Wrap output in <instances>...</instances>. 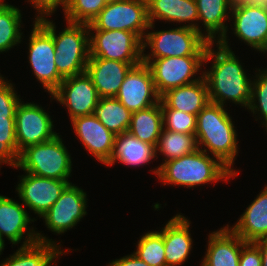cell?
I'll return each mask as SVG.
<instances>
[{"mask_svg": "<svg viewBox=\"0 0 267 266\" xmlns=\"http://www.w3.org/2000/svg\"><path fill=\"white\" fill-rule=\"evenodd\" d=\"M213 44H216L217 51ZM210 60H213L211 68L203 71L209 101L222 106L231 101L248 109L252 101L253 81L247 77L242 63L231 47L225 48L218 42H210L203 63L207 64Z\"/></svg>", "mask_w": 267, "mask_h": 266, "instance_id": "obj_1", "label": "cell"}, {"mask_svg": "<svg viewBox=\"0 0 267 266\" xmlns=\"http://www.w3.org/2000/svg\"><path fill=\"white\" fill-rule=\"evenodd\" d=\"M236 132L232 117L225 106L209 102L196 115L195 136L198 148L208 154L210 152L238 175V171L232 168L239 151Z\"/></svg>", "mask_w": 267, "mask_h": 266, "instance_id": "obj_2", "label": "cell"}, {"mask_svg": "<svg viewBox=\"0 0 267 266\" xmlns=\"http://www.w3.org/2000/svg\"><path fill=\"white\" fill-rule=\"evenodd\" d=\"M156 168L152 173L157 175L161 183L186 188L216 183L219 180L227 181L236 176L219 159L210 157L200 149L168 160Z\"/></svg>", "mask_w": 267, "mask_h": 266, "instance_id": "obj_3", "label": "cell"}, {"mask_svg": "<svg viewBox=\"0 0 267 266\" xmlns=\"http://www.w3.org/2000/svg\"><path fill=\"white\" fill-rule=\"evenodd\" d=\"M48 16L35 19L53 36L59 75L64 79L84 73L90 56L88 24L67 21V27L56 34L55 23Z\"/></svg>", "mask_w": 267, "mask_h": 266, "instance_id": "obj_4", "label": "cell"}, {"mask_svg": "<svg viewBox=\"0 0 267 266\" xmlns=\"http://www.w3.org/2000/svg\"><path fill=\"white\" fill-rule=\"evenodd\" d=\"M209 43L202 33L185 24L169 30L147 31L142 43V59L205 56ZM146 47L150 48L149 54H144Z\"/></svg>", "mask_w": 267, "mask_h": 266, "instance_id": "obj_5", "label": "cell"}, {"mask_svg": "<svg viewBox=\"0 0 267 266\" xmlns=\"http://www.w3.org/2000/svg\"><path fill=\"white\" fill-rule=\"evenodd\" d=\"M60 137L58 134L47 142L23 149L16 169L39 177L68 180L72 172L71 155Z\"/></svg>", "mask_w": 267, "mask_h": 266, "instance_id": "obj_6", "label": "cell"}, {"mask_svg": "<svg viewBox=\"0 0 267 266\" xmlns=\"http://www.w3.org/2000/svg\"><path fill=\"white\" fill-rule=\"evenodd\" d=\"M150 25L146 0H119L107 3L88 24L89 30H125L142 40Z\"/></svg>", "mask_w": 267, "mask_h": 266, "instance_id": "obj_7", "label": "cell"}, {"mask_svg": "<svg viewBox=\"0 0 267 266\" xmlns=\"http://www.w3.org/2000/svg\"><path fill=\"white\" fill-rule=\"evenodd\" d=\"M203 61L204 56L142 59V63L150 68L156 91L160 97L171 89L200 80L203 71L197 78L195 74L202 69Z\"/></svg>", "mask_w": 267, "mask_h": 266, "instance_id": "obj_8", "label": "cell"}, {"mask_svg": "<svg viewBox=\"0 0 267 266\" xmlns=\"http://www.w3.org/2000/svg\"><path fill=\"white\" fill-rule=\"evenodd\" d=\"M89 33V57L142 63L143 40L136 33L125 30H89Z\"/></svg>", "mask_w": 267, "mask_h": 266, "instance_id": "obj_9", "label": "cell"}, {"mask_svg": "<svg viewBox=\"0 0 267 266\" xmlns=\"http://www.w3.org/2000/svg\"><path fill=\"white\" fill-rule=\"evenodd\" d=\"M33 23L28 39V62L36 79L51 95L63 81L55 64L53 36L36 19Z\"/></svg>", "mask_w": 267, "mask_h": 266, "instance_id": "obj_10", "label": "cell"}, {"mask_svg": "<svg viewBox=\"0 0 267 266\" xmlns=\"http://www.w3.org/2000/svg\"><path fill=\"white\" fill-rule=\"evenodd\" d=\"M36 103L21 101L15 114V133L18 153L28 146L47 142L58 133L49 113Z\"/></svg>", "mask_w": 267, "mask_h": 266, "instance_id": "obj_11", "label": "cell"}, {"mask_svg": "<svg viewBox=\"0 0 267 266\" xmlns=\"http://www.w3.org/2000/svg\"><path fill=\"white\" fill-rule=\"evenodd\" d=\"M51 98L67 108L70 120L92 115L100 99L97 89L86 72L64 78L51 94Z\"/></svg>", "mask_w": 267, "mask_h": 266, "instance_id": "obj_12", "label": "cell"}, {"mask_svg": "<svg viewBox=\"0 0 267 266\" xmlns=\"http://www.w3.org/2000/svg\"><path fill=\"white\" fill-rule=\"evenodd\" d=\"M75 185L69 183L58 200L42 215L47 228L56 234L70 230L87 214V194Z\"/></svg>", "mask_w": 267, "mask_h": 266, "instance_id": "obj_13", "label": "cell"}, {"mask_svg": "<svg viewBox=\"0 0 267 266\" xmlns=\"http://www.w3.org/2000/svg\"><path fill=\"white\" fill-rule=\"evenodd\" d=\"M24 204L15 202L12 198L0 195V236L4 240V236L14 245L24 239L21 247L34 244L36 242H50L56 244L52 239H48L43 234L37 232L32 227L29 228L31 222L36 221L30 217ZM27 232V234H25ZM24 235L25 238H24Z\"/></svg>", "mask_w": 267, "mask_h": 266, "instance_id": "obj_14", "label": "cell"}, {"mask_svg": "<svg viewBox=\"0 0 267 266\" xmlns=\"http://www.w3.org/2000/svg\"><path fill=\"white\" fill-rule=\"evenodd\" d=\"M25 173V175L19 176L20 183L16 186L17 194L22 204L41 218L71 182L70 180H56Z\"/></svg>", "mask_w": 267, "mask_h": 266, "instance_id": "obj_15", "label": "cell"}, {"mask_svg": "<svg viewBox=\"0 0 267 266\" xmlns=\"http://www.w3.org/2000/svg\"><path fill=\"white\" fill-rule=\"evenodd\" d=\"M129 111L144 110L160 102L150 68L141 63L126 75L115 96Z\"/></svg>", "mask_w": 267, "mask_h": 266, "instance_id": "obj_16", "label": "cell"}, {"mask_svg": "<svg viewBox=\"0 0 267 266\" xmlns=\"http://www.w3.org/2000/svg\"><path fill=\"white\" fill-rule=\"evenodd\" d=\"M233 33L257 52H267V9L232 4Z\"/></svg>", "mask_w": 267, "mask_h": 266, "instance_id": "obj_17", "label": "cell"}, {"mask_svg": "<svg viewBox=\"0 0 267 266\" xmlns=\"http://www.w3.org/2000/svg\"><path fill=\"white\" fill-rule=\"evenodd\" d=\"M73 130L85 149L105 164L111 157L116 135L93 114L71 120Z\"/></svg>", "mask_w": 267, "mask_h": 266, "instance_id": "obj_18", "label": "cell"}, {"mask_svg": "<svg viewBox=\"0 0 267 266\" xmlns=\"http://www.w3.org/2000/svg\"><path fill=\"white\" fill-rule=\"evenodd\" d=\"M139 64L89 57L85 72L100 98L115 97L128 72Z\"/></svg>", "mask_w": 267, "mask_h": 266, "instance_id": "obj_19", "label": "cell"}, {"mask_svg": "<svg viewBox=\"0 0 267 266\" xmlns=\"http://www.w3.org/2000/svg\"><path fill=\"white\" fill-rule=\"evenodd\" d=\"M230 225L209 233L208 247L201 266H239L242 246L246 243Z\"/></svg>", "mask_w": 267, "mask_h": 266, "instance_id": "obj_20", "label": "cell"}, {"mask_svg": "<svg viewBox=\"0 0 267 266\" xmlns=\"http://www.w3.org/2000/svg\"><path fill=\"white\" fill-rule=\"evenodd\" d=\"M178 213L159 232L163 235L166 266L182 265L193 248L190 221Z\"/></svg>", "mask_w": 267, "mask_h": 266, "instance_id": "obj_21", "label": "cell"}, {"mask_svg": "<svg viewBox=\"0 0 267 266\" xmlns=\"http://www.w3.org/2000/svg\"><path fill=\"white\" fill-rule=\"evenodd\" d=\"M233 1L234 0H196L198 20H202V25L205 28L203 35L209 42H218L225 48L229 47L227 41L229 26L226 21L231 19L229 16L231 14Z\"/></svg>", "mask_w": 267, "mask_h": 266, "instance_id": "obj_22", "label": "cell"}, {"mask_svg": "<svg viewBox=\"0 0 267 266\" xmlns=\"http://www.w3.org/2000/svg\"><path fill=\"white\" fill-rule=\"evenodd\" d=\"M150 30L155 28V21L188 23L185 26L202 33V27L195 21L198 20L196 0H146ZM195 22V23H194Z\"/></svg>", "mask_w": 267, "mask_h": 266, "instance_id": "obj_23", "label": "cell"}, {"mask_svg": "<svg viewBox=\"0 0 267 266\" xmlns=\"http://www.w3.org/2000/svg\"><path fill=\"white\" fill-rule=\"evenodd\" d=\"M229 228L245 242L267 238V185Z\"/></svg>", "mask_w": 267, "mask_h": 266, "instance_id": "obj_24", "label": "cell"}, {"mask_svg": "<svg viewBox=\"0 0 267 266\" xmlns=\"http://www.w3.org/2000/svg\"><path fill=\"white\" fill-rule=\"evenodd\" d=\"M155 146L143 142L129 132L116 135L114 147L110 159L105 163L112 166L116 161L123 165L139 167L156 159Z\"/></svg>", "mask_w": 267, "mask_h": 266, "instance_id": "obj_25", "label": "cell"}, {"mask_svg": "<svg viewBox=\"0 0 267 266\" xmlns=\"http://www.w3.org/2000/svg\"><path fill=\"white\" fill-rule=\"evenodd\" d=\"M160 99L172 109L197 115L210 101L206 80H200L171 89Z\"/></svg>", "mask_w": 267, "mask_h": 266, "instance_id": "obj_26", "label": "cell"}, {"mask_svg": "<svg viewBox=\"0 0 267 266\" xmlns=\"http://www.w3.org/2000/svg\"><path fill=\"white\" fill-rule=\"evenodd\" d=\"M61 244L50 242H36L34 244L18 248L13 255L4 259L0 266H53L56 258L65 254L60 247ZM54 261V262H53Z\"/></svg>", "mask_w": 267, "mask_h": 266, "instance_id": "obj_27", "label": "cell"}, {"mask_svg": "<svg viewBox=\"0 0 267 266\" xmlns=\"http://www.w3.org/2000/svg\"><path fill=\"white\" fill-rule=\"evenodd\" d=\"M162 130L161 102L147 109L132 113L128 132L139 140L156 147Z\"/></svg>", "mask_w": 267, "mask_h": 266, "instance_id": "obj_28", "label": "cell"}, {"mask_svg": "<svg viewBox=\"0 0 267 266\" xmlns=\"http://www.w3.org/2000/svg\"><path fill=\"white\" fill-rule=\"evenodd\" d=\"M93 115L112 133L128 132L132 112L115 97L100 98Z\"/></svg>", "mask_w": 267, "mask_h": 266, "instance_id": "obj_29", "label": "cell"}, {"mask_svg": "<svg viewBox=\"0 0 267 266\" xmlns=\"http://www.w3.org/2000/svg\"><path fill=\"white\" fill-rule=\"evenodd\" d=\"M165 158L163 162L180 158L196 151L198 148L195 134H184L163 129L155 147Z\"/></svg>", "mask_w": 267, "mask_h": 266, "instance_id": "obj_30", "label": "cell"}, {"mask_svg": "<svg viewBox=\"0 0 267 266\" xmlns=\"http://www.w3.org/2000/svg\"><path fill=\"white\" fill-rule=\"evenodd\" d=\"M21 10L13 5L0 6V53L21 43Z\"/></svg>", "mask_w": 267, "mask_h": 266, "instance_id": "obj_31", "label": "cell"}, {"mask_svg": "<svg viewBox=\"0 0 267 266\" xmlns=\"http://www.w3.org/2000/svg\"><path fill=\"white\" fill-rule=\"evenodd\" d=\"M133 253L150 266H166L163 235L158 231H149L137 242Z\"/></svg>", "mask_w": 267, "mask_h": 266, "instance_id": "obj_32", "label": "cell"}, {"mask_svg": "<svg viewBox=\"0 0 267 266\" xmlns=\"http://www.w3.org/2000/svg\"><path fill=\"white\" fill-rule=\"evenodd\" d=\"M106 4L105 0H67L63 12L66 21L90 24Z\"/></svg>", "mask_w": 267, "mask_h": 266, "instance_id": "obj_33", "label": "cell"}, {"mask_svg": "<svg viewBox=\"0 0 267 266\" xmlns=\"http://www.w3.org/2000/svg\"><path fill=\"white\" fill-rule=\"evenodd\" d=\"M19 161L15 118L0 119V165L17 167Z\"/></svg>", "mask_w": 267, "mask_h": 266, "instance_id": "obj_34", "label": "cell"}, {"mask_svg": "<svg viewBox=\"0 0 267 266\" xmlns=\"http://www.w3.org/2000/svg\"><path fill=\"white\" fill-rule=\"evenodd\" d=\"M163 129L184 134H195L196 115L169 108L161 99Z\"/></svg>", "mask_w": 267, "mask_h": 266, "instance_id": "obj_35", "label": "cell"}, {"mask_svg": "<svg viewBox=\"0 0 267 266\" xmlns=\"http://www.w3.org/2000/svg\"><path fill=\"white\" fill-rule=\"evenodd\" d=\"M258 72L256 76H254L256 79H253V92H252V101L250 102V105L248 107V110L251 111L254 114H258L260 116L259 118H256L261 121L262 125L266 127L267 132V69L266 70H260L256 69ZM258 101V102H257ZM260 112V113H259Z\"/></svg>", "mask_w": 267, "mask_h": 266, "instance_id": "obj_36", "label": "cell"}, {"mask_svg": "<svg viewBox=\"0 0 267 266\" xmlns=\"http://www.w3.org/2000/svg\"><path fill=\"white\" fill-rule=\"evenodd\" d=\"M13 85L5 77H0V119L15 118L21 99Z\"/></svg>", "mask_w": 267, "mask_h": 266, "instance_id": "obj_37", "label": "cell"}, {"mask_svg": "<svg viewBox=\"0 0 267 266\" xmlns=\"http://www.w3.org/2000/svg\"><path fill=\"white\" fill-rule=\"evenodd\" d=\"M239 266H261V253L254 242H246L242 246Z\"/></svg>", "mask_w": 267, "mask_h": 266, "instance_id": "obj_38", "label": "cell"}, {"mask_svg": "<svg viewBox=\"0 0 267 266\" xmlns=\"http://www.w3.org/2000/svg\"><path fill=\"white\" fill-rule=\"evenodd\" d=\"M67 0H28L32 6L37 10L36 16L52 15L55 13L58 6L64 8Z\"/></svg>", "mask_w": 267, "mask_h": 266, "instance_id": "obj_39", "label": "cell"}, {"mask_svg": "<svg viewBox=\"0 0 267 266\" xmlns=\"http://www.w3.org/2000/svg\"><path fill=\"white\" fill-rule=\"evenodd\" d=\"M107 266H150L146 262L139 259L134 253L126 255L119 259L113 260Z\"/></svg>", "mask_w": 267, "mask_h": 266, "instance_id": "obj_40", "label": "cell"}, {"mask_svg": "<svg viewBox=\"0 0 267 266\" xmlns=\"http://www.w3.org/2000/svg\"><path fill=\"white\" fill-rule=\"evenodd\" d=\"M261 253V266H267V238H262L254 242Z\"/></svg>", "mask_w": 267, "mask_h": 266, "instance_id": "obj_41", "label": "cell"}, {"mask_svg": "<svg viewBox=\"0 0 267 266\" xmlns=\"http://www.w3.org/2000/svg\"><path fill=\"white\" fill-rule=\"evenodd\" d=\"M233 4H241L246 6H258L267 9V0H234Z\"/></svg>", "mask_w": 267, "mask_h": 266, "instance_id": "obj_42", "label": "cell"}, {"mask_svg": "<svg viewBox=\"0 0 267 266\" xmlns=\"http://www.w3.org/2000/svg\"><path fill=\"white\" fill-rule=\"evenodd\" d=\"M4 240L2 239V237L0 236V255H1V252L3 251L4 247H5V244H4Z\"/></svg>", "mask_w": 267, "mask_h": 266, "instance_id": "obj_43", "label": "cell"}, {"mask_svg": "<svg viewBox=\"0 0 267 266\" xmlns=\"http://www.w3.org/2000/svg\"><path fill=\"white\" fill-rule=\"evenodd\" d=\"M5 0H0V6L6 5L7 3L4 2Z\"/></svg>", "mask_w": 267, "mask_h": 266, "instance_id": "obj_44", "label": "cell"}, {"mask_svg": "<svg viewBox=\"0 0 267 266\" xmlns=\"http://www.w3.org/2000/svg\"><path fill=\"white\" fill-rule=\"evenodd\" d=\"M106 3H110V2H115V1H119V0H105Z\"/></svg>", "mask_w": 267, "mask_h": 266, "instance_id": "obj_45", "label": "cell"}]
</instances>
